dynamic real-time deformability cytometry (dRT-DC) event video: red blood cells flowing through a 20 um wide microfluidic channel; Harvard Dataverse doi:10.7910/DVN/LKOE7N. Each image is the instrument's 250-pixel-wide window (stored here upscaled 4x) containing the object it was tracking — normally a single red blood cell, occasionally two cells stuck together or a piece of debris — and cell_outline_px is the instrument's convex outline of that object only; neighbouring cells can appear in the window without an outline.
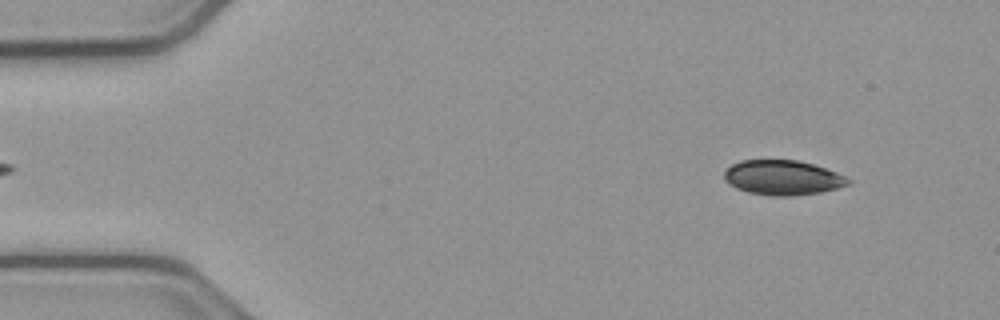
{"species": "common noctule bat (a hibernating species)", "species_latin": "Nyctalus noctula", "temperature_condition": "cold", "stored_images_in_passage": 52, "camera_frame_rate_fps": 3000, "um_per_image_px": 0.085, "animal": {"sex": "male", "body_mass_g": 23.1, "forearm_length_mm": 52.7}, "frame": {"image": 1, "passage_image": 4, "time_ms": 1.0, "image_size_px": [1000, 320], "cell_outline_px": [[852, 180], [848, 184], [836, 188], [820, 192], [792, 196], [768, 196], [748, 192], [736, 188], [728, 184], [724, 180], [724, 172], [732, 164], [740, 160], [796, 160], [812, 164], [836, 172]], "centroid_in_image_um": [66.49, 15.1], "position_along_channel_um": 18.5, "area_um2": 25.09}}
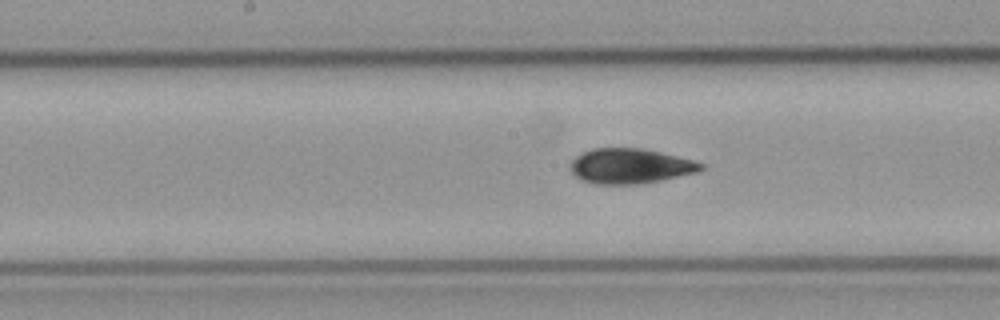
{"frame": {"image": 2, "passage_image": 25, "time_ms": 8.0, "image_size_px": [1000, 320], "cell_outline_px": [[704, 168], [696, 172], [660, 180], [640, 184], [596, 184], [580, 180], [568, 168], [568, 164], [576, 156], [592, 148], [640, 148], [660, 152], [692, 160], [704, 164]], "centroid_in_image_um": [53.5, 14.12], "position_along_channel_um": 194.7, "area_um2": 26.59}}
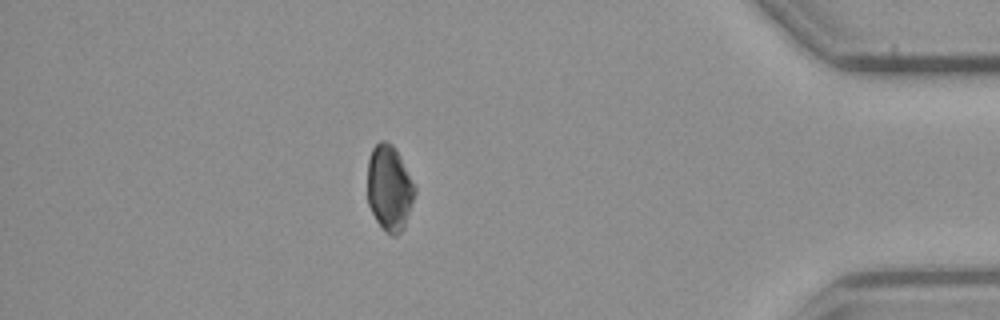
{"frame": {"image": 3, "passage_image": 45, "time_ms": 14.667, "image_size_px": [1000, 320], "cell_outline_px": [[416, 192], [404, 228], [396, 236], [392, 236], [384, 232], [376, 220], [368, 204], [368, 160], [372, 148], [380, 140], [384, 140], [392, 144], [396, 148], [416, 188]], "centroid_in_image_um": [33.1, 15.99], "position_along_channel_um": 402.1, "area_um2": 23.76}, "authors_computed_cell_mechanics": {"area_um2": 25.8944, "velocity_mm_per_s": 3.8002, "shape_relaxation_time_tau1_ms": 4.9917, "shape_relaxation_time_tau2_ms": 7.8457, "deformation_change_tau1": 0.1113, "deformation_change_tau2": 0.0668}}